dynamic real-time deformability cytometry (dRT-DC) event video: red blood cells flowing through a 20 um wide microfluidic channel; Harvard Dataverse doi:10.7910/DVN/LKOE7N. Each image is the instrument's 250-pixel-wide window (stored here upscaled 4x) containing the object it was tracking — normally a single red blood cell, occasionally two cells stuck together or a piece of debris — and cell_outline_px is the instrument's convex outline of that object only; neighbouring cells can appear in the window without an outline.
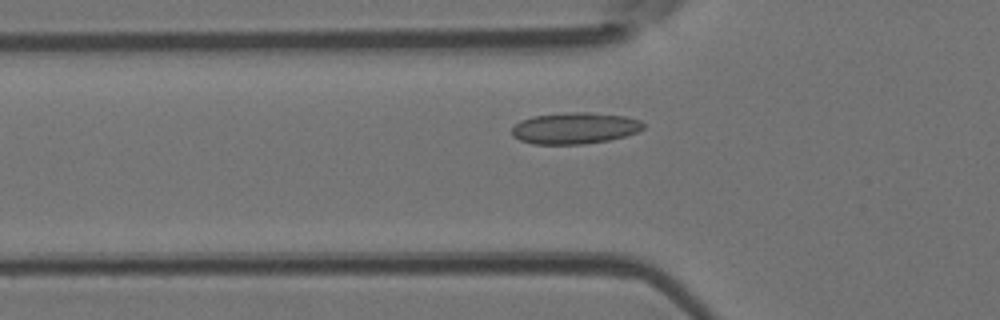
{"species": "Egyptian fruit bat (a non-hibernating species)", "species_latin": "Rousettus aegyptiacus", "temperature_condition": "room temperature", "stored_images_in_passage": 3, "camera_frame_rate_fps": 3000, "um_per_image_px": 0.085, "animal": {"sex": "female"}, "frame": {"image": 1, "passage_image": 3, "time_ms": 0.667, "image_size_px": [1000, 320], "cell_outline_px": [[644, 128], [636, 132], [624, 136], [608, 140], [584, 144], [532, 144], [520, 140], [512, 136], [512, 128], [520, 120], [532, 116], [572, 112], [588, 112], [624, 116], [640, 120], [644, 124]], "centroid_in_image_um": [48.83, 10.89], "position_along_channel_um": 77.0, "area_um2": 23.99}}